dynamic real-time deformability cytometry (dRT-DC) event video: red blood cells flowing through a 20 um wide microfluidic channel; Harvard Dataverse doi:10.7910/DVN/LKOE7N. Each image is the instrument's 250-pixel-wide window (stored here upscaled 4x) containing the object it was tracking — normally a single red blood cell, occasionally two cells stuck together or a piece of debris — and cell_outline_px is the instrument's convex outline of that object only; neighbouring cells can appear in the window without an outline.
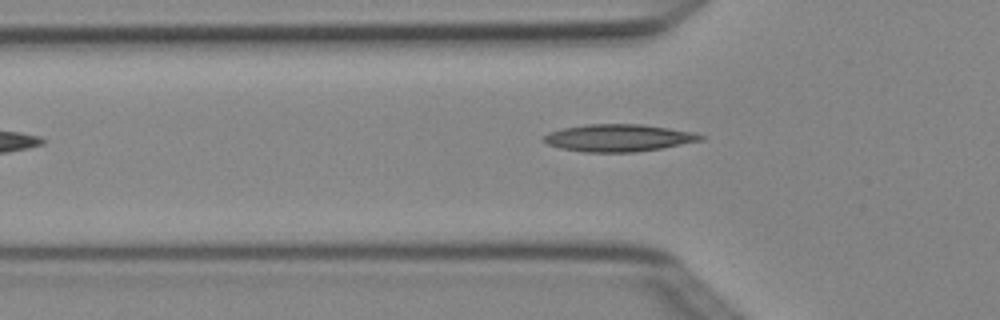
{"species": "Egyptian fruit bat (a non-hibernating species)", "species_latin": "Rousettus aegyptiacus", "temperature_condition": "cold", "stored_images_in_passage": 2, "camera_frame_rate_fps": 3000, "um_per_image_px": 0.085, "animal": {"sex": "female"}, "frame": {"image": 1, "passage_image": 2, "time_ms": 0.333, "image_size_px": [1000, 320], "cell_outline_px": [[708, 136], [704, 140], [660, 148], [632, 152], [584, 152], [560, 148], [548, 144], [540, 140], [548, 132], [564, 128], [584, 124], [640, 124], [668, 128], [692, 132]], "centroid_in_image_um": [52.56, 11.72], "position_along_channel_um": 73.2, "area_um2": 24.91}}